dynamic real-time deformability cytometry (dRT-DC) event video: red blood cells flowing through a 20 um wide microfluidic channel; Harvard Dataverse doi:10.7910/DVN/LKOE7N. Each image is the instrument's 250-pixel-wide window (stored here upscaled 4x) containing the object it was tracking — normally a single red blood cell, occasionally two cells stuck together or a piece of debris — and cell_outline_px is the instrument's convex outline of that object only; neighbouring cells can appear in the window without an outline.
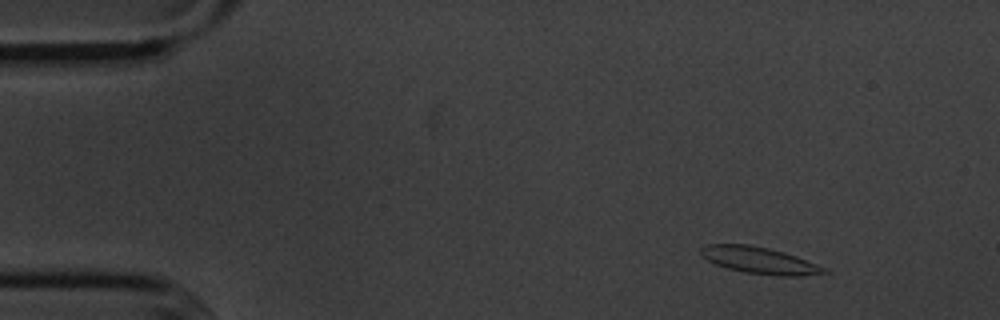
{"species": "common noctule bat (a hibernating species)", "species_latin": "Nyctalus noctula", "temperature_condition": "cold", "stored_images_in_passage": 4, "camera_frame_rate_fps": 3000, "um_per_image_px": 0.085, "animal": {"sex": "male", "body_mass_g": 20.1, "forearm_length_mm": 53.5}, "frame": {"image": 1, "passage_image": 1, "time_ms": 0.0, "image_size_px": [1000, 320], "cell_outline_px": [[828, 272], [800, 276], [780, 276], [744, 272], [728, 268], [716, 264], [708, 260], [700, 252], [700, 248], [708, 244], [748, 244], [768, 248], [784, 252], [796, 256], [828, 268]], "centroid_in_image_um": [64.58, 22.13], "position_along_channel_um": 20.4, "area_um2": 19.02}}